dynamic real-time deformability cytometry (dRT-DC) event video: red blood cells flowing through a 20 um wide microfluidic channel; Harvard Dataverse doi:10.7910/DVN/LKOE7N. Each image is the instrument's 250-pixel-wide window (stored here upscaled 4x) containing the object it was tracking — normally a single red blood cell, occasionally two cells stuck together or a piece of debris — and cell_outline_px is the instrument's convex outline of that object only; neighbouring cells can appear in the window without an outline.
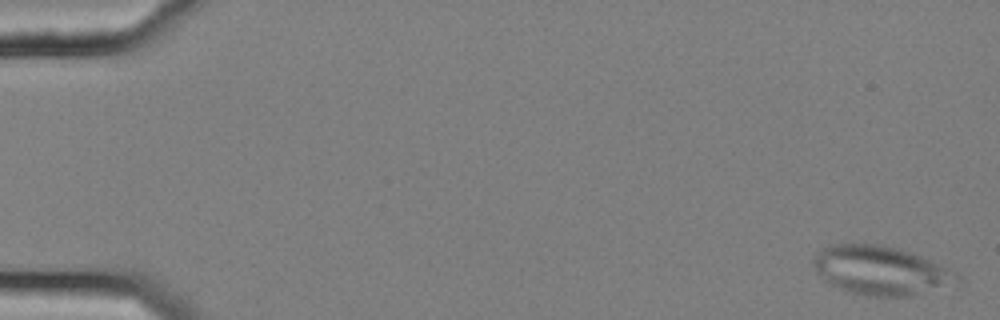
{"species": "common noctule bat (a hibernating species)", "species_latin": "Nyctalus noctula", "temperature_condition": "cold", "stored_images_in_passage": 27, "camera_frame_rate_fps": 3000, "um_per_image_px": 0.085, "animal": {"sex": "female", "body_mass_g": 25.1}, "frame": {"image": 1, "passage_image": 2, "time_ms": 0.333, "image_size_px": [1000, 320], "cell_outline_px": [[960, 280], [912, 296], [868, 296], [852, 292], [828, 284], [824, 280], [812, 264], [812, 260], [816, 252], [824, 248], [836, 244], [880, 244], [908, 252], [952, 268], [960, 276]], "centroid_in_image_um": [74.83, 22.98], "position_along_channel_um": 10.2, "area_um2": 40.34}}